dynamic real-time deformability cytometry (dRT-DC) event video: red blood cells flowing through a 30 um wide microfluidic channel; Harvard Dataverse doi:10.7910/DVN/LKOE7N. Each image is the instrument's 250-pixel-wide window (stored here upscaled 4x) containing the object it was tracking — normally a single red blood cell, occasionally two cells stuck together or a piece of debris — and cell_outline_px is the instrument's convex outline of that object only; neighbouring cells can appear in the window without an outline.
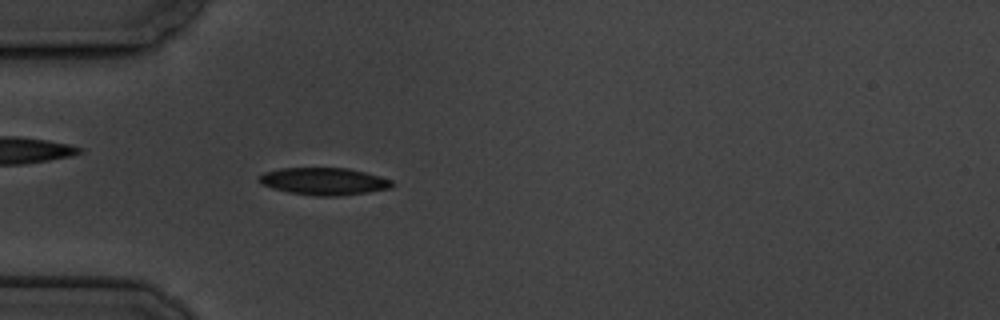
{"species": "common noctule bat (a hibernating species)", "species_latin": "Nyctalus noctula", "temperature_condition": "cold", "stored_images_in_passage": 6, "camera_frame_rate_fps": 3000, "um_per_image_px": 0.085, "animal": {"sex": "male", "body_mass_g": 19.5, "forearm_length_mm": 54.6}, "frame": {"image": 1, "passage_image": 6, "time_ms": 5.667, "image_size_px": [1000, 320], "cell_outline_px": [[396, 184], [392, 188], [368, 192], [336, 196], [316, 196], [288, 192], [272, 188], [256, 180], [264, 172], [280, 168], [348, 168], [380, 176], [392, 180]], "centroid_in_image_um": [27.56, 15.41], "position_along_channel_um": 57.4, "area_um2": 21.15}}